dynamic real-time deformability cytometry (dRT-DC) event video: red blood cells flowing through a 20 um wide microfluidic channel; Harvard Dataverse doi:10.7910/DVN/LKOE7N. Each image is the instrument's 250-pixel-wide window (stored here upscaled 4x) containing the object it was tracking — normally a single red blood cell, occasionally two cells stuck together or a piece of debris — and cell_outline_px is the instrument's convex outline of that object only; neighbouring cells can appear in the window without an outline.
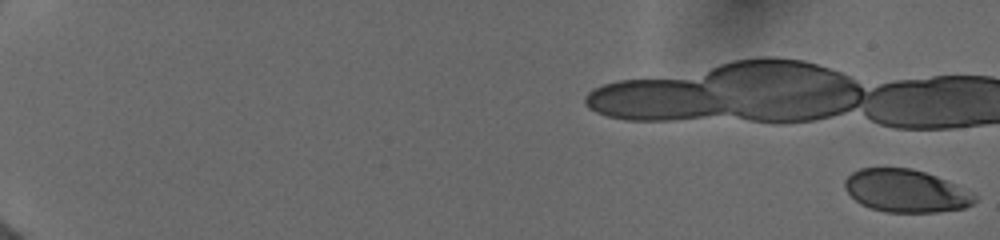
{"species": "human", "species_latin": "Homo sapiens", "temperature_condition": "cold", "stored_images_in_passage": 9, "camera_frame_rate_fps": 3000, "um_per_image_px": 0.085, "donor": {"sex": "female"}, "frame": {"image": 1, "passage_image": 1, "time_ms": 0.0, "image_size_px": [1000, 240], "cell_outline_px": [[980, 196], [972, 204], [964, 208], [940, 212], [888, 212], [872, 208], [860, 204], [844, 188], [844, 180], [852, 172], [860, 168], [912, 168], [936, 176], [972, 192]], "centroid_in_image_um": [77.01, 16.23], "position_along_channel_um": 8.0, "area_um2": 32.31}}